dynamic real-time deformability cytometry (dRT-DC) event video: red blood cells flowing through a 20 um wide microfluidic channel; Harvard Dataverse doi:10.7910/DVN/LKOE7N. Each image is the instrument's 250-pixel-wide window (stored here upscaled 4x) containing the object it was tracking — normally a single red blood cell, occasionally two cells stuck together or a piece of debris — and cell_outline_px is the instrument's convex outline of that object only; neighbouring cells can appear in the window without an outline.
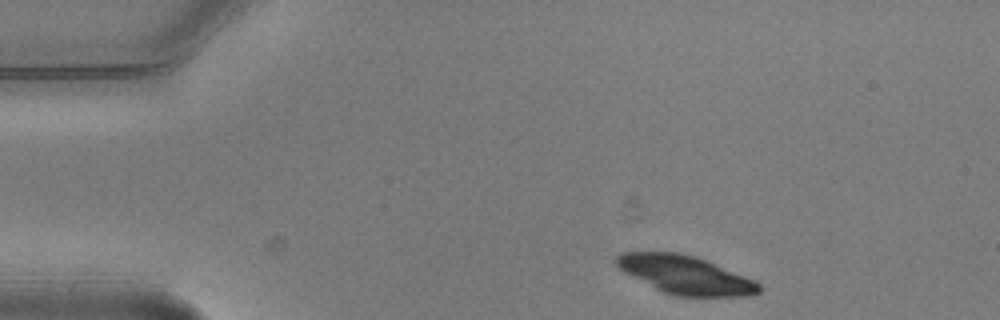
{"species": "common noctule bat (a hibernating species)", "species_latin": "Nyctalus noctula", "temperature_condition": "warm", "stored_images_in_passage": 3, "camera_frame_rate_fps": 3000, "um_per_image_px": 0.085, "animal": {"sex": "male", "body_mass_g": 20.5, "forearm_length_mm": 52.5}, "frame": {"image": 1, "passage_image": 1, "time_ms": 0.0, "image_size_px": [1000, 320], "cell_outline_px": [[760, 292], [744, 296], [676, 296], [664, 292], [624, 272], [612, 260], [616, 256], [624, 252], [676, 252], [696, 256], [752, 280], [760, 284]], "centroid_in_image_um": [58.2, 23.35], "position_along_channel_um": 26.8, "area_um2": 31.21}}